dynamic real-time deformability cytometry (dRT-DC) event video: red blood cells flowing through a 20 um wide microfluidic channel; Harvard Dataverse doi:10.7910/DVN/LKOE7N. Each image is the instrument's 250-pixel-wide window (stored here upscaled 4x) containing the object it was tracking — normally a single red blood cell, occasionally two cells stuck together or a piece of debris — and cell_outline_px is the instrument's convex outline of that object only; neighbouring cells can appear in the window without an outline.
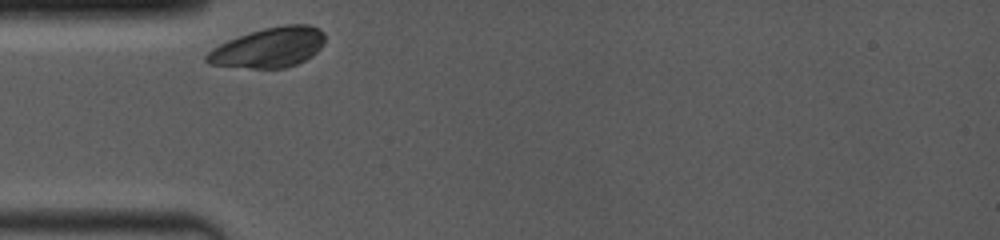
{"species": "common noctule bat (a hibernating species)", "species_latin": "Nyctalus noctula", "temperature_condition": "room temperature", "stored_images_in_passage": 28, "camera_frame_rate_fps": 4000, "um_per_image_px": 0.085, "animal": {"sex": "female", "body_mass_g": 19.0, "forearm_length_mm": 53.3}, "frame": {"image": 1, "passage_image": 1, "time_ms": 0.0, "image_size_px": [1000, 240], "cell_outline_px": [[324, 44], [312, 56], [296, 64], [284, 68], [252, 68], [208, 64], [204, 60], [204, 56], [212, 48], [228, 40], [248, 32], [264, 28], [284, 24], [308, 24], [320, 28], [324, 32]], "centroid_in_image_um": [22.85, 4.02], "position_along_channel_um": 62.1, "area_um2": 27.69}}
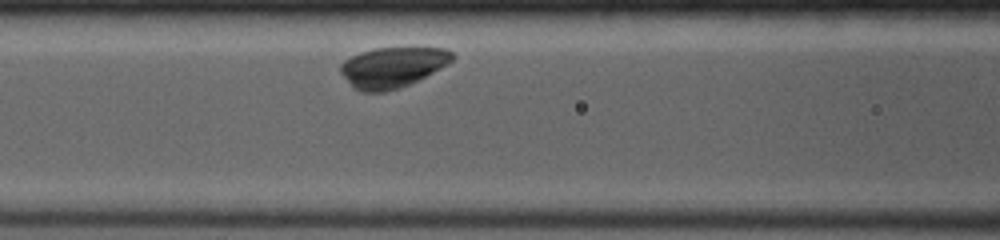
{"frame": {"image": 2, "passage_image": 8, "time_ms": 2.0, "image_size_px": [1000, 240], "cell_outline_px": [[456, 56], [448, 64], [400, 88], [384, 92], [360, 92], [352, 88], [340, 72], [340, 64], [344, 60], [360, 52], [372, 48], [444, 48], [452, 52]], "centroid_in_image_um": [33.31, 5.72], "position_along_channel_um": 133.3, "area_um2": 26.3}}
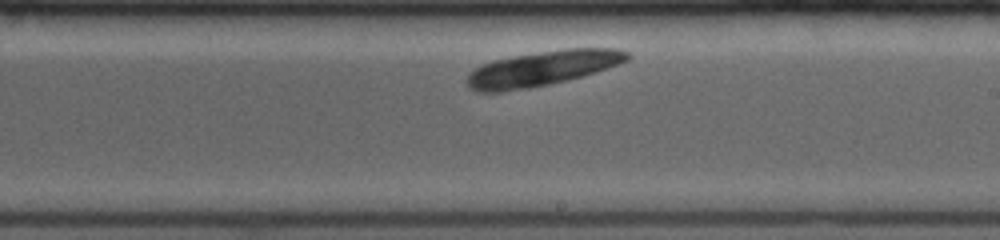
{"frame": {"image": 3, "passage_image": 23, "time_ms": 5.0, "image_size_px": [1000, 240], "cell_outline_px": [[632, 56], [628, 60], [620, 64], [568, 80], [528, 88], [500, 92], [476, 92], [468, 88], [464, 80], [468, 72], [480, 64], [492, 60], [564, 48], [616, 48], [628, 52]], "centroid_in_image_um": [46.04, 5.82], "position_along_channel_um": 243.0, "area_um2": 32.89}}